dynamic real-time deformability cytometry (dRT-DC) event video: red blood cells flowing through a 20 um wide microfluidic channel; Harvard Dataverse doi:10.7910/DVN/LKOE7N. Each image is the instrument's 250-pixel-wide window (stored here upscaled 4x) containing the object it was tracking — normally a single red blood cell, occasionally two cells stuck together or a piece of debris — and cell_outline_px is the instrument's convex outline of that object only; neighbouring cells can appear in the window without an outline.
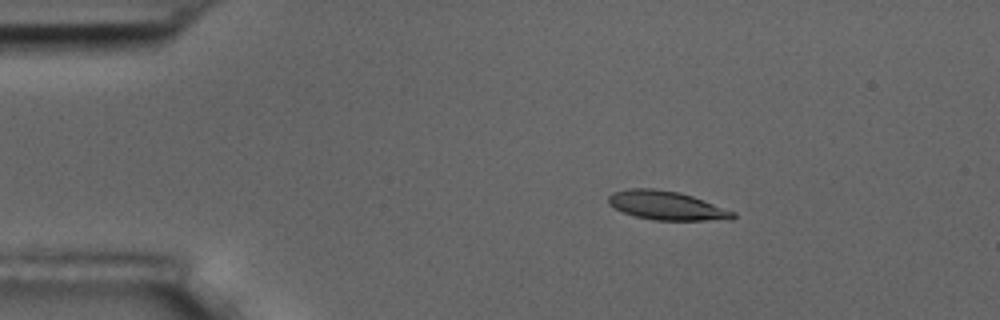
{"species": "common noctule bat (a hibernating species)", "species_latin": "Nyctalus noctula", "temperature_condition": "room temperature", "stored_images_in_passage": 5, "camera_frame_rate_fps": 3000, "um_per_image_px": 0.085, "animal": {"sex": "male", "body_mass_g": 17.5, "forearm_length_mm": 52.3}, "frame": {"image": 1, "passage_image": 3, "time_ms": 2.333, "image_size_px": [1000, 320], "cell_outline_px": [[736, 216], [732, 220], [656, 220], [636, 216], [624, 212], [608, 204], [608, 196], [612, 192], [628, 188], [652, 188], [680, 192], [692, 196], [736, 212]], "centroid_in_image_um": [56.67, 17.46], "position_along_channel_um": 28.3, "area_um2": 20.92}}
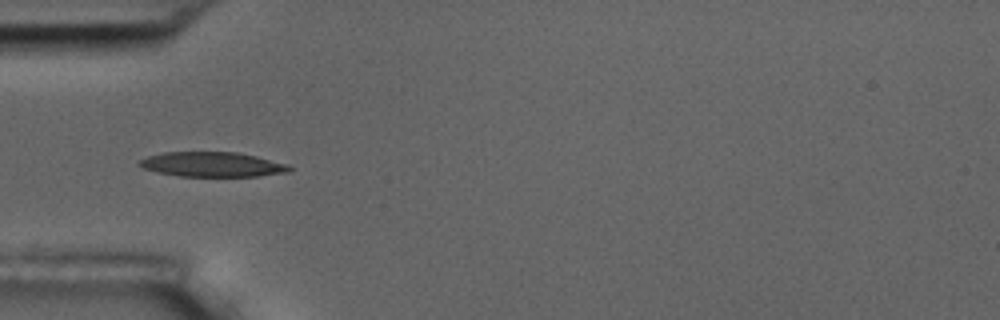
{"frame": {"image": 2, "passage_image": 5, "time_ms": 5.0, "image_size_px": [1000, 320], "cell_outline_px": [[292, 168], [288, 172], [256, 176], [180, 176], [156, 172], [144, 168], [136, 164], [140, 160], [148, 156], [164, 152], [236, 152], [256, 156], [288, 164]], "centroid_in_image_um": [18.03, 13.97], "position_along_channel_um": 67.0, "area_um2": 21.56}}